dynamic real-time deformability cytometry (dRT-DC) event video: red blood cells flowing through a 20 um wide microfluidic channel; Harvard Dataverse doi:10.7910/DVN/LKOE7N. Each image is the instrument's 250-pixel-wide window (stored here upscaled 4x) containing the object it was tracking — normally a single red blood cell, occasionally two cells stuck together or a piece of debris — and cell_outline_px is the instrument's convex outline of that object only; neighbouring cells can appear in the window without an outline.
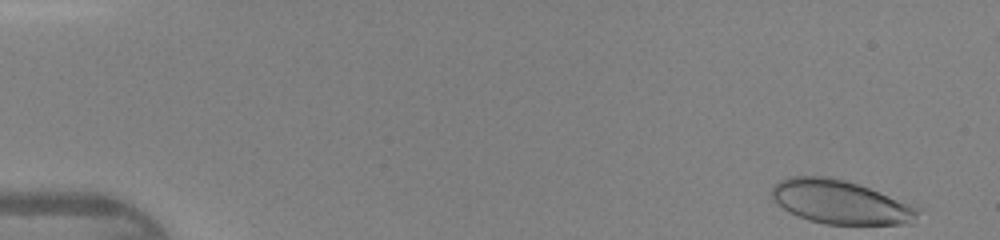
{"species": "human", "species_latin": "Homo sapiens", "temperature_condition": "warm", "stored_images_in_passage": 13, "camera_frame_rate_fps": 3000, "um_per_image_px": 0.085, "donor": {"sex": "female"}, "frame": {"image": 1, "passage_image": 1, "time_ms": 0.0, "image_size_px": [1000, 240], "cell_outline_px": [[920, 208], [916, 220], [912, 224], [824, 224], [808, 220], [796, 216], [776, 204], [772, 196], [772, 188], [780, 180], [792, 176], [828, 176], [844, 180], [868, 188]], "centroid_in_image_um": [71.4, 17.19], "position_along_channel_um": 13.6, "area_um2": 36.99}}